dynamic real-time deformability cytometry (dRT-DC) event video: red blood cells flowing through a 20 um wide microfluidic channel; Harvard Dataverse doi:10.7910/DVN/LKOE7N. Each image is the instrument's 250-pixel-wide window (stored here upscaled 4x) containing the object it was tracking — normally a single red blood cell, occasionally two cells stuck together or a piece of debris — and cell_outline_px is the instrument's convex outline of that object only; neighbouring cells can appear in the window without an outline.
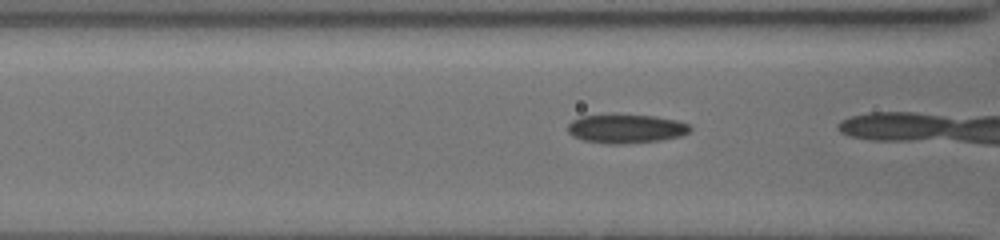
{"species": "common noctule bat (a hibernating species)", "species_latin": "Nyctalus noctula", "temperature_condition": "cold", "stored_images_in_passage": 24, "camera_frame_rate_fps": 3000, "um_per_image_px": 0.085, "animal": {"sex": "female", "body_mass_g": 19.5, "forearm_length_mm": 54.1}, "frame": {"image": 1, "passage_image": 23, "time_ms": 7.333, "image_size_px": [1000, 240], "cell_outline_px": [[692, 128], [688, 132], [680, 136], [660, 140], [624, 144], [608, 144], [584, 140], [572, 136], [568, 132], [568, 124], [572, 120], [580, 116], [656, 116], [676, 120], [688, 124]], "centroid_in_image_um": [53.2, 10.96], "position_along_channel_um": 113.4, "area_um2": 20.17}}